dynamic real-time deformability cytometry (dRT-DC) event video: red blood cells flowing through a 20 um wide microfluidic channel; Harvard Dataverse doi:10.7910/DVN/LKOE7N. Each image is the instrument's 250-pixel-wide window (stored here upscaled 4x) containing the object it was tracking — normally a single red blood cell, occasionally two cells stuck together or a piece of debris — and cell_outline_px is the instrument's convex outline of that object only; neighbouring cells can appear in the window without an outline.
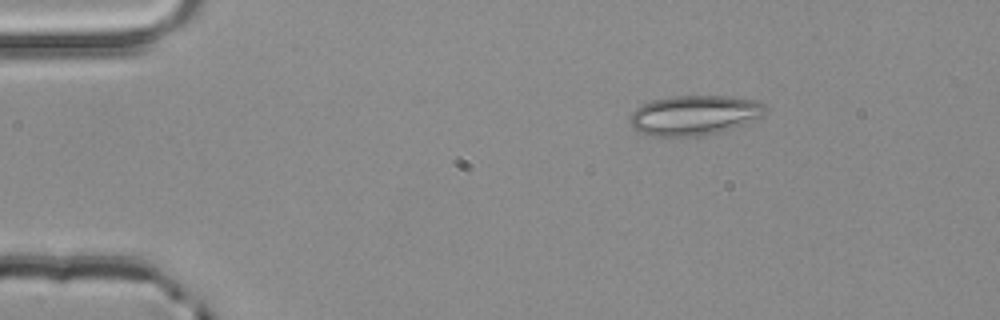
{"species": "common noctule bat (a hibernating species)", "species_latin": "Nyctalus noctula", "temperature_condition": "room temperature", "stored_images_in_passage": 3, "camera_frame_rate_fps": 3000, "um_per_image_px": 0.085, "animal": {"sex": "male", "body_mass_g": 20.4}, "frame": {"image": 1, "passage_image": 1, "time_ms": 0.0, "image_size_px": [1000, 320], "cell_outline_px": [[768, 108], [760, 116], [732, 128], [700, 136], [652, 136], [636, 132], [632, 128], [628, 116], [636, 108], [652, 100], [672, 96], [728, 96], [756, 100], [764, 104]], "centroid_in_image_um": [58.95, 9.79], "position_along_channel_um": 26.1, "area_um2": 31.33}}